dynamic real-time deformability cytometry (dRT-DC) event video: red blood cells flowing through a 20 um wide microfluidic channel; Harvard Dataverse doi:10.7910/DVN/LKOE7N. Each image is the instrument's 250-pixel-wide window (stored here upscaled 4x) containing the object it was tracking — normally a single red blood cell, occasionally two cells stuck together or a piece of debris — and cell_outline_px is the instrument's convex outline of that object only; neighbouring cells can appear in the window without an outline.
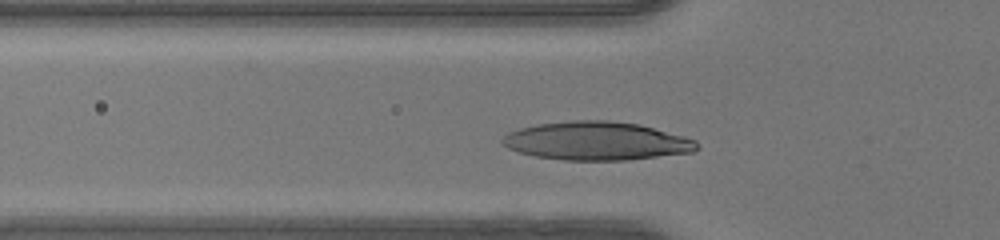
{"species": "human", "species_latin": "Homo sapiens", "temperature_condition": "warm", "stored_images_in_passage": 32, "camera_frame_rate_fps": 3000, "um_per_image_px": 0.085, "donor": {"sex": "female"}, "frame": {"image": 1, "passage_image": 8, "time_ms": 2.333, "image_size_px": [1000, 240], "cell_outline_px": [[700, 148], [692, 152], [628, 160], [564, 160], [536, 156], [520, 152], [508, 148], [500, 140], [508, 132], [520, 128], [536, 124], [572, 120], [608, 120], [640, 124], [684, 136], [696, 140], [700, 144]], "centroid_in_image_um": [50.74, 11.98], "position_along_channel_um": 75.1, "area_um2": 43.64}}
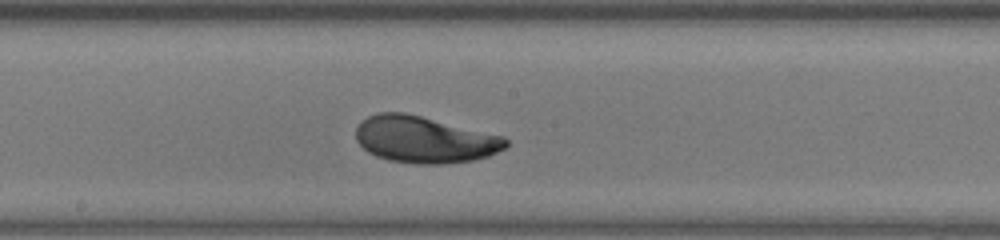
{"frame": {"image": 2, "passage_image": 18, "time_ms": 5.667, "image_size_px": [1000, 240], "cell_outline_px": [[508, 144], [504, 148], [488, 156], [472, 160], [444, 164], [416, 164], [388, 160], [376, 156], [368, 152], [356, 140], [356, 128], [368, 116], [376, 112], [404, 112], [504, 136], [508, 140]], "centroid_in_image_um": [36.07, 11.86], "position_along_channel_um": 212.1, "area_um2": 40.63}}
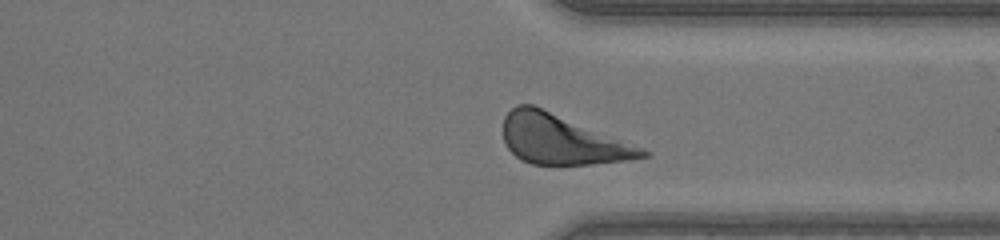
{"frame": {"image": 3, "passage_image": 29, "time_ms": 9.333, "image_size_px": [1000, 240], "cell_outline_px": [[652, 156], [624, 160], [592, 164], [532, 164], [520, 160], [504, 144], [504, 116], [516, 104], [532, 104], [644, 148], [652, 152]], "centroid_in_image_um": [47.75, 11.86], "position_along_channel_um": 363.6, "area_um2": 39.94}, "authors_computed_cell_mechanics": {"area_um2": 40.1421, "velocity_mm_per_s": 4.1178, "shape_relaxation_time_tau1_ms": 4.443, "shape_relaxation_time_tau2_ms": null, "deformation_change_tau1": 0.2051, "deformation_change_tau2": null}}